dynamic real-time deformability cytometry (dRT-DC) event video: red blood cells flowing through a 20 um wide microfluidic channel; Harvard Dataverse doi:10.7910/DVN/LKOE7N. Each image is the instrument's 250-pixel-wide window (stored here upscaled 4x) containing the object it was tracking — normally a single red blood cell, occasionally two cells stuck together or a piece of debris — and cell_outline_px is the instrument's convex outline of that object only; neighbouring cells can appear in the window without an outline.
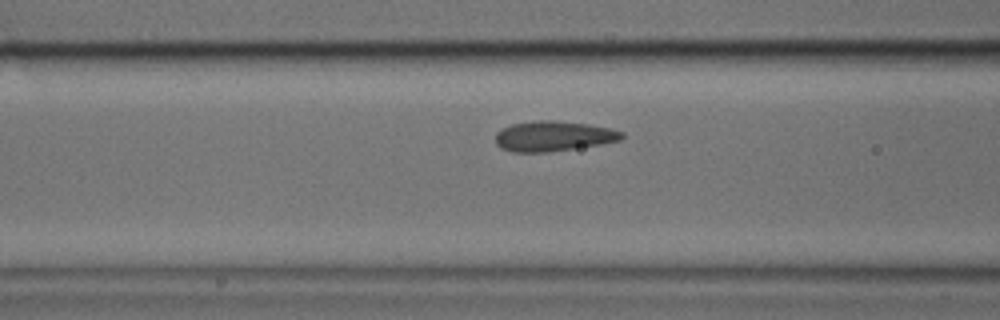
{"species": "common noctule bat (a hibernating species)", "species_latin": "Nyctalus noctula", "temperature_condition": "cold", "stored_images_in_passage": 28, "camera_frame_rate_fps": 3000, "um_per_image_px": 0.085, "animal": {"sex": "male", "body_mass_g": 17.9, "forearm_length_mm": 54.2}, "frame": {"image": 1, "passage_image": 13, "time_ms": 4.0, "image_size_px": [1000, 320], "cell_outline_px": [[624, 136], [620, 140], [604, 144], [548, 152], [512, 152], [500, 148], [496, 144], [496, 132], [512, 124], [536, 120], [552, 120], [588, 124], [608, 128], [624, 132]], "centroid_in_image_um": [47.04, 11.58], "position_along_channel_um": 119.6, "area_um2": 22.25}}
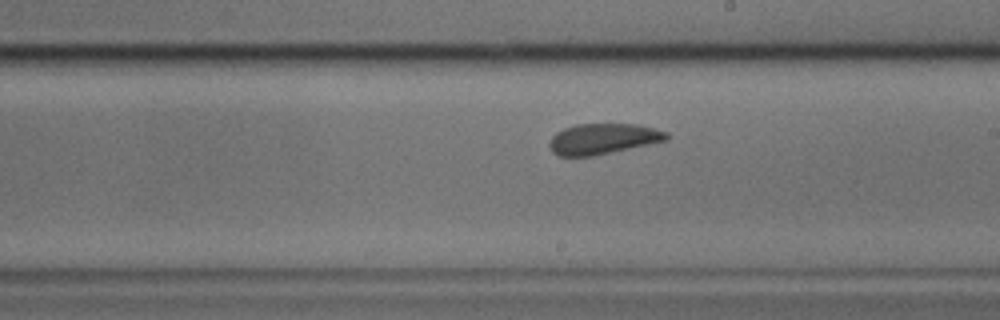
{"frame": {"image": 2, "passage_image": 22, "time_ms": 7.0, "image_size_px": [1000, 320], "cell_outline_px": [[668, 140], [596, 156], [556, 156], [552, 152], [548, 144], [552, 136], [556, 132], [564, 128], [576, 124], [640, 124], [668, 132]], "centroid_in_image_um": [51.25, 11.81], "position_along_channel_um": 237.8, "area_um2": 21.21}}
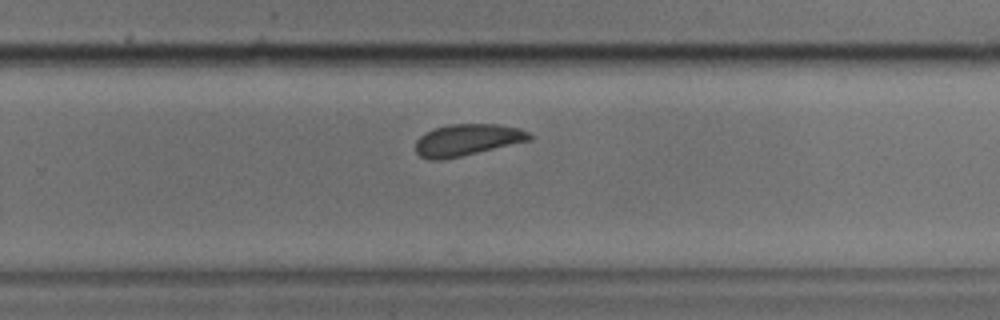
{"frame": {"image": 3, "passage_image": 26, "time_ms": 8.333, "image_size_px": [1000, 320], "cell_outline_px": [[532, 140], [460, 156], [440, 160], [428, 160], [420, 156], [416, 152], [416, 140], [424, 132], [448, 124], [496, 124], [520, 128], [528, 132], [532, 136]], "centroid_in_image_um": [39.7, 11.89], "position_along_channel_um": 290.1, "area_um2": 20.98}}